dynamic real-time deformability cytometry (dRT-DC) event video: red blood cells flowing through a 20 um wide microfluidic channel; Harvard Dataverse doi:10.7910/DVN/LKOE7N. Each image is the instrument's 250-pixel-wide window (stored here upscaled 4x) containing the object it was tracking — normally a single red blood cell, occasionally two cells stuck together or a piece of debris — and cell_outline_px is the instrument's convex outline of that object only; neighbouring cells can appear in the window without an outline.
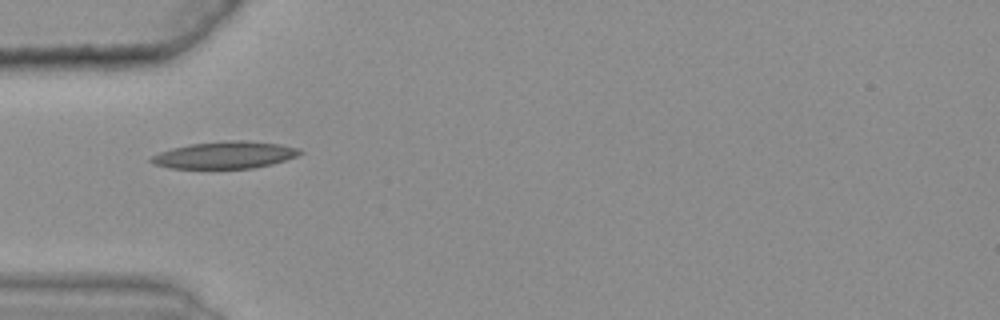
{"species": "common noctule bat (a hibernating species)", "species_latin": "Nyctalus noctula", "temperature_condition": "warm", "stored_images_in_passage": 33, "camera_frame_rate_fps": 3000, "um_per_image_px": 0.085, "animal": {"sex": "female", "body_mass_g": 25.1}, "frame": {"image": 1, "passage_image": 1, "time_ms": 0.0, "image_size_px": [1000, 320], "cell_outline_px": [[304, 152], [296, 156], [272, 164], [252, 168], [168, 168], [152, 164], [148, 160], [152, 156], [160, 152], [172, 148], [192, 144], [228, 140], [244, 140], [280, 144], [300, 148]], "centroid_in_image_um": [19.11, 13.17], "position_along_channel_um": 65.9, "area_um2": 23.41}}
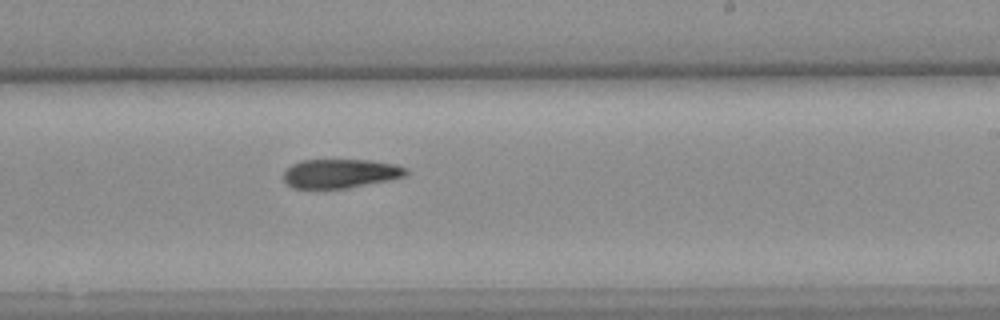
{"frame": {"image": 2, "passage_image": 17, "time_ms": 5.333, "image_size_px": [1000, 320], "cell_outline_px": [[408, 172], [404, 176], [344, 188], [292, 188], [284, 180], [284, 172], [292, 164], [300, 160], [368, 160], [396, 164], [408, 168]], "centroid_in_image_um": [28.9, 14.73], "position_along_channel_um": 260.1, "area_um2": 20.35}}
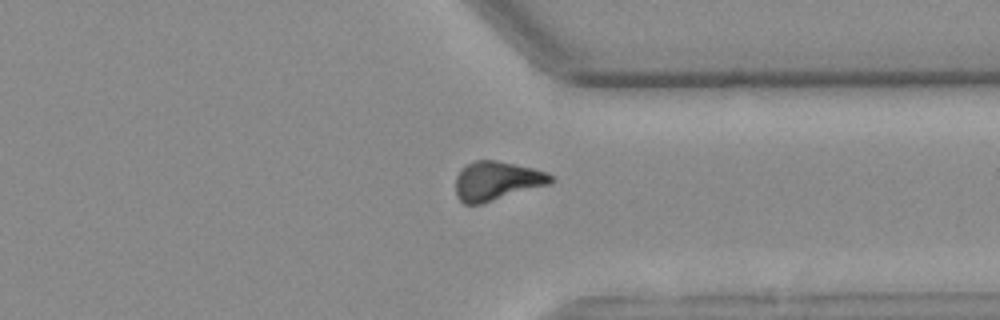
{"frame": {"image": 3, "passage_image": 26, "time_ms": 8.333, "image_size_px": [1000, 320], "cell_outline_px": [[556, 180], [548, 184], [480, 204], [464, 204], [456, 196], [456, 176], [460, 168], [476, 160], [496, 160], [532, 168], [548, 172]], "centroid_in_image_um": [42.2, 15.36], "position_along_channel_um": 369.2, "area_um2": 21.44}}